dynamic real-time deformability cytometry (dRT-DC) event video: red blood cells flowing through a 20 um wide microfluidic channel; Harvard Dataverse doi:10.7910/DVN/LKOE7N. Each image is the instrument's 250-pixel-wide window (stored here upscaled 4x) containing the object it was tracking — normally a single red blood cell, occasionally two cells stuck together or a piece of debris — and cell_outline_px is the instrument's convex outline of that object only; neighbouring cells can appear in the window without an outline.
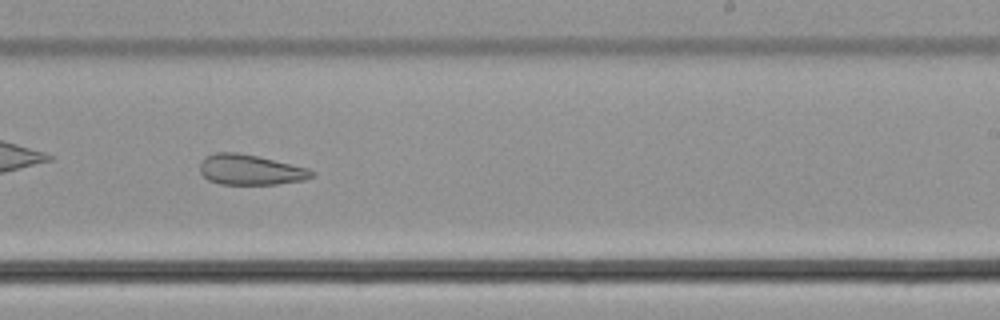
{"species": "common noctule bat (a hibernating species)", "species_latin": "Nyctalus noctula", "temperature_condition": "cold", "stored_images_in_passage": 29, "camera_frame_rate_fps": 3000, "um_per_image_px": 0.085, "animal": {"sex": "male", "body_mass_g": 21.5, "forearm_length_mm": 52.0}, "frame": {"image": 1, "passage_image": 17, "time_ms": 5.333, "image_size_px": [1000, 320], "cell_outline_px": [[316, 172], [312, 176], [304, 180], [276, 184], [220, 184], [208, 180], [200, 172], [200, 164], [204, 156], [216, 152], [236, 152], [256, 156], [308, 168]], "centroid_in_image_um": [21.25, 14.43], "position_along_channel_um": 267.7, "area_um2": 19.65}}